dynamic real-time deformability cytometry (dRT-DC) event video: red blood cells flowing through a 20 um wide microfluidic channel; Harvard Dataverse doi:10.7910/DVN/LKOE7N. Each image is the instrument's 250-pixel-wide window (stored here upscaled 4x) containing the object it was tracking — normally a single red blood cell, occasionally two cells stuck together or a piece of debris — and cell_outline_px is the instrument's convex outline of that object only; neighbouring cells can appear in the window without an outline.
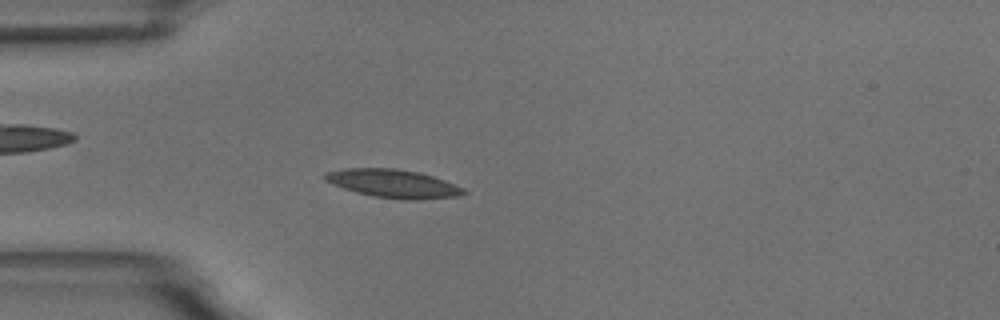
{"species": "common noctule bat (a hibernating species)", "species_latin": "Nyctalus noctula", "temperature_condition": "room temperature", "stored_images_in_passage": 43, "camera_frame_rate_fps": 3000, "um_per_image_px": 0.085, "animal": {"sex": "male", "body_mass_g": 18.8}, "frame": {"image": 1, "passage_image": 9, "time_ms": 2.667, "image_size_px": [1000, 320], "cell_outline_px": [[468, 192], [456, 196], [420, 200], [404, 200], [372, 196], [356, 192], [332, 184], [324, 180], [320, 176], [324, 172], [344, 168], [396, 168], [420, 172], [444, 180], [464, 188]], "centroid_in_image_um": [33.38, 15.6], "position_along_channel_um": 51.6, "area_um2": 23.12}}
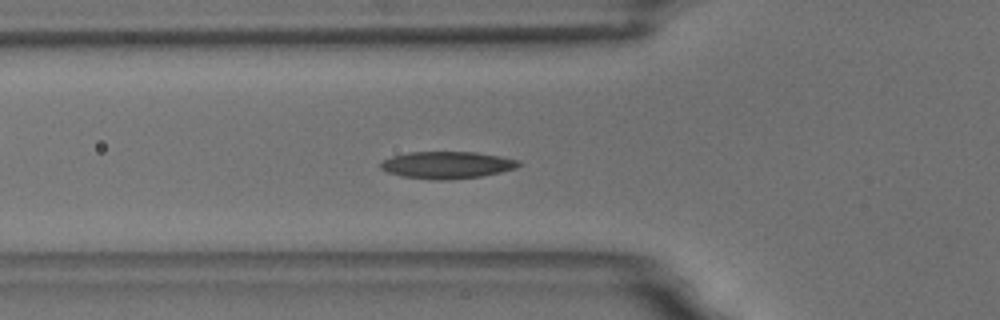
{"frame": {"image": 2, "passage_image": 13, "time_ms": 4.0, "image_size_px": [1000, 320], "cell_outline_px": [[524, 164], [516, 168], [484, 176], [448, 180], [436, 180], [404, 176], [388, 172], [380, 168], [380, 164], [384, 160], [392, 156], [408, 152], [476, 152], [500, 156], [520, 160]], "centroid_in_image_um": [38.06, 14.02], "position_along_channel_um": 87.7, "area_um2": 21.85}}
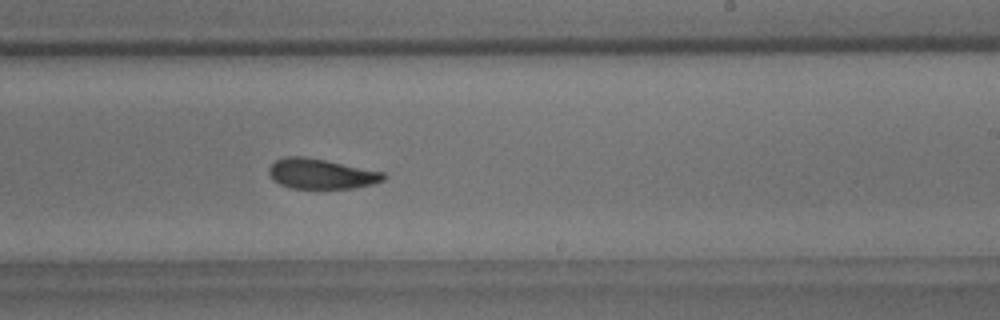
{"frame": {"image": 3, "passage_image": 28, "time_ms": 9.0, "image_size_px": [1000, 320], "cell_outline_px": [[388, 176], [384, 180], [372, 184], [352, 188], [292, 188], [280, 184], [272, 180], [268, 172], [268, 168], [276, 160], [284, 156], [304, 156], [384, 172]], "centroid_in_image_um": [27.28, 14.77], "position_along_channel_um": 261.7, "area_um2": 20.06}, "authors_computed_cell_mechanics": {"area_um2": 21.1548, "velocity_mm_per_s": 3.4694, "shape_relaxation_time_tau1_ms": 5.6761, "shape_relaxation_time_tau2_ms": 4.3684, "deformation_change_tau1": 0.1419, "deformation_change_tau2": 0.1059}}